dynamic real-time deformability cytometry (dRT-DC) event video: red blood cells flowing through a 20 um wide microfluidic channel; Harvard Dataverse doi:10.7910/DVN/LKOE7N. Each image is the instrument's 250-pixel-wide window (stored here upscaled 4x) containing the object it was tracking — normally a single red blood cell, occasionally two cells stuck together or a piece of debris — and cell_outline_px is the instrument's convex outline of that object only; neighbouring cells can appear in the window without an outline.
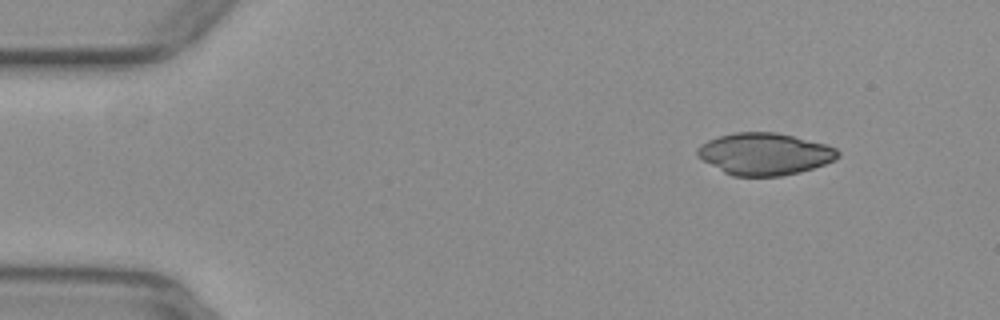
{"species": "common noctule bat (a hibernating species)", "species_latin": "Nyctalus noctula", "temperature_condition": "warm", "stored_images_in_passage": 47, "camera_frame_rate_fps": 3000, "um_per_image_px": 0.085, "animal": {"sex": "female", "body_mass_g": 29.2, "forearm_length_mm": 56.3}, "frame": {"image": 1, "passage_image": 1, "time_ms": 0.0, "image_size_px": [1000, 320], "cell_outline_px": [[840, 156], [836, 160], [800, 172], [780, 176], [732, 176], [724, 172], [696, 156], [696, 148], [700, 144], [708, 140], [732, 132], [776, 132], [824, 144], [836, 148], [840, 152]], "centroid_in_image_um": [64.97, 13.08], "position_along_channel_um": 20.0, "area_um2": 34.33}}